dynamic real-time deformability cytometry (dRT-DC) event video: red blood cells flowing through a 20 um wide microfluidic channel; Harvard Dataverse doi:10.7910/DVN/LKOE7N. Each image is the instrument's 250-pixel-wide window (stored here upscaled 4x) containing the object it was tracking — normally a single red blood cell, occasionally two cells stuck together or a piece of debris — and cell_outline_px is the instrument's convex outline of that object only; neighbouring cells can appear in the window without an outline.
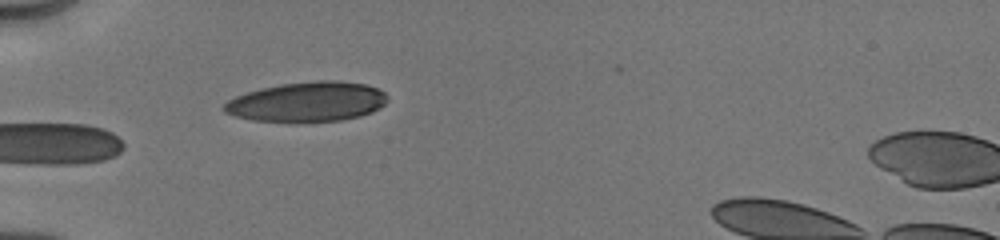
{"species": "human", "species_latin": "Homo sapiens", "temperature_condition": "cold", "stored_images_in_passage": 41, "camera_frame_rate_fps": 3000, "um_per_image_px": 0.085, "donor": {"sex": "male"}, "frame": {"image": 1, "passage_image": 1, "time_ms": 0.0, "image_size_px": [1000, 240], "cell_outline_px": [[388, 100], [384, 104], [372, 112], [360, 116], [344, 120], [296, 124], [288, 124], [252, 120], [236, 116], [224, 112], [220, 108], [228, 100], [236, 96], [260, 88], [280, 84], [316, 80], [336, 80], [364, 84], [376, 88], [384, 92], [388, 96]], "centroid_in_image_um": [26.08, 8.69], "position_along_channel_um": 58.9, "area_um2": 38.84}}
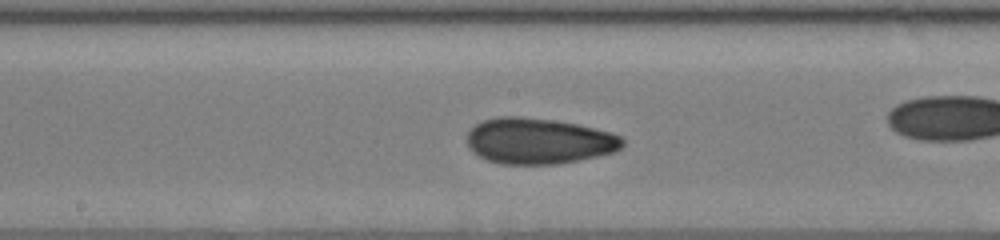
{"frame": {"image": 2, "passage_image": 15, "time_ms": 3.0, "image_size_px": [1000, 240], "cell_outline_px": [[624, 144], [616, 152], [556, 164], [500, 164], [488, 160], [472, 152], [468, 148], [468, 132], [476, 124], [484, 120], [496, 116], [520, 116], [552, 120], [576, 124], [612, 132], [620, 136], [624, 140]], "centroid_in_image_um": [45.78, 11.98], "position_along_channel_um": 202.4, "area_um2": 41.56}}
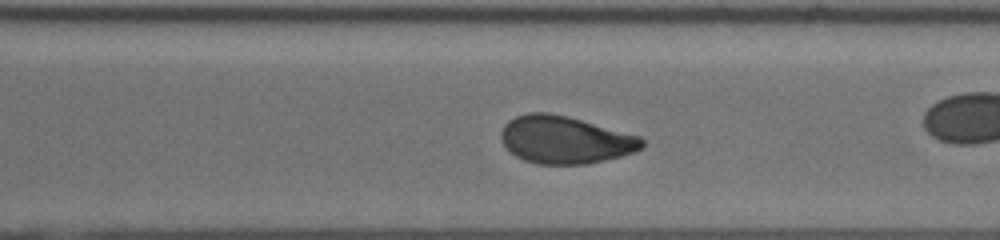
{"frame": {"image": 3, "passage_image": 26, "time_ms": 6.0, "image_size_px": [1000, 240], "cell_outline_px": [[644, 148], [636, 152], [588, 164], [536, 164], [524, 160], [516, 156], [504, 144], [500, 136], [500, 132], [504, 124], [508, 120], [516, 116], [528, 112], [548, 112], [568, 116], [640, 136], [644, 140]], "centroid_in_image_um": [48.04, 11.88], "position_along_channel_um": 322.6, "area_um2": 39.19}, "authors_computed_cell_mechanics": {"area_um2": 39.7086, "velocity_mm_per_s": 4.0125, "shape_relaxation_time_tau1_ms": 11.3335, "shape_relaxation_time_tau2_ms": 1.8897, "deformation_change_tau1": 0.2038, "deformation_change_tau2": 0.0722}}